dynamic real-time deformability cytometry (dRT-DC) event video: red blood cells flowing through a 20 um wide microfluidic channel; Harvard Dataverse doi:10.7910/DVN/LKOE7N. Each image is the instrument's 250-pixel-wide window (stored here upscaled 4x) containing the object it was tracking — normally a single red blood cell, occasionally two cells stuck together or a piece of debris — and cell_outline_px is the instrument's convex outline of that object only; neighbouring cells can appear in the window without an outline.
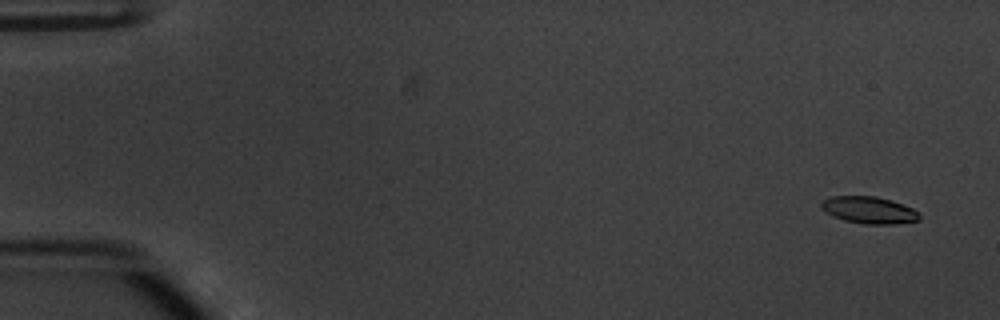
{"species": "common noctule bat (a hibernating species)", "species_latin": "Nyctalus noctula", "temperature_condition": "warm", "stored_images_in_passage": 52, "camera_frame_rate_fps": 3000, "um_per_image_px": 0.085, "animal": {"sex": "male", "body_mass_g": 20.1, "forearm_length_mm": 53.5}, "frame": {"image": 1, "passage_image": 1, "time_ms": 0.0, "image_size_px": [1000, 320], "cell_outline_px": [[920, 220], [896, 224], [864, 224], [844, 220], [832, 216], [824, 212], [820, 204], [824, 200], [832, 196], [876, 196], [892, 200], [912, 208], [920, 212]], "centroid_in_image_um": [73.88, 17.86], "position_along_channel_um": 11.1, "area_um2": 15.55}}
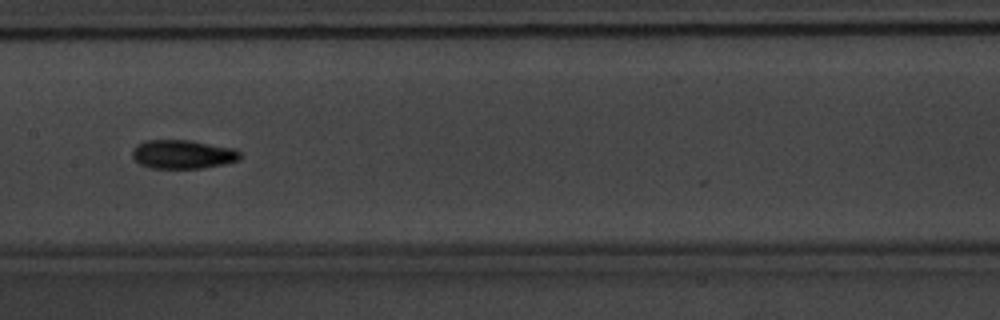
{"frame": {"image": 2, "passage_image": 26, "time_ms": 8.333, "image_size_px": [1000, 320], "cell_outline_px": [[240, 160], [224, 164], [200, 168], [152, 168], [140, 164], [132, 156], [132, 148], [136, 144], [144, 140], [192, 140], [236, 148], [240, 152]], "centroid_in_image_um": [15.54, 13.1], "position_along_channel_um": 191.9, "area_um2": 18.32}}
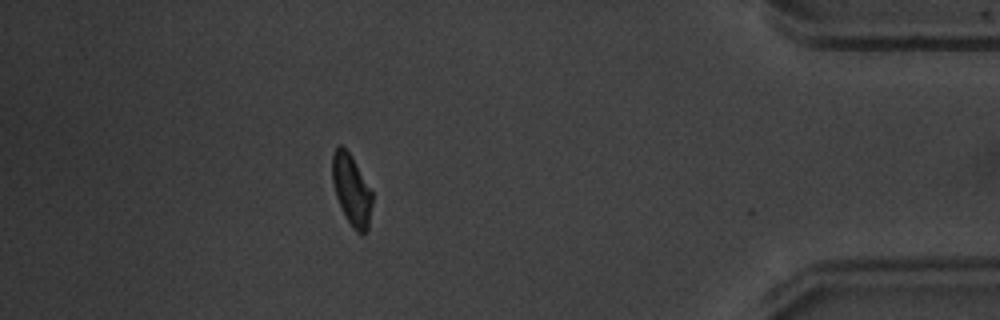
{"frame": {"image": 3, "passage_image": 46, "time_ms": 15.0, "image_size_px": [1000, 320], "cell_outline_px": [[372, 204], [368, 228], [364, 232], [356, 232], [352, 228], [336, 196], [332, 180], [332, 152], [340, 144], [352, 156], [372, 192]], "centroid_in_image_um": [29.87, 16.12], "position_along_channel_um": 405.3, "area_um2": 16.18}, "authors_computed_cell_mechanics": {"area_um2": 16.7909, "velocity_mm_per_s": 3.842, "shape_relaxation_time_tau1_ms": 3.4948, "shape_relaxation_time_tau2_ms": 4.1645, "deformation_change_tau1": 0.1324, "deformation_change_tau2": 0.1091}}